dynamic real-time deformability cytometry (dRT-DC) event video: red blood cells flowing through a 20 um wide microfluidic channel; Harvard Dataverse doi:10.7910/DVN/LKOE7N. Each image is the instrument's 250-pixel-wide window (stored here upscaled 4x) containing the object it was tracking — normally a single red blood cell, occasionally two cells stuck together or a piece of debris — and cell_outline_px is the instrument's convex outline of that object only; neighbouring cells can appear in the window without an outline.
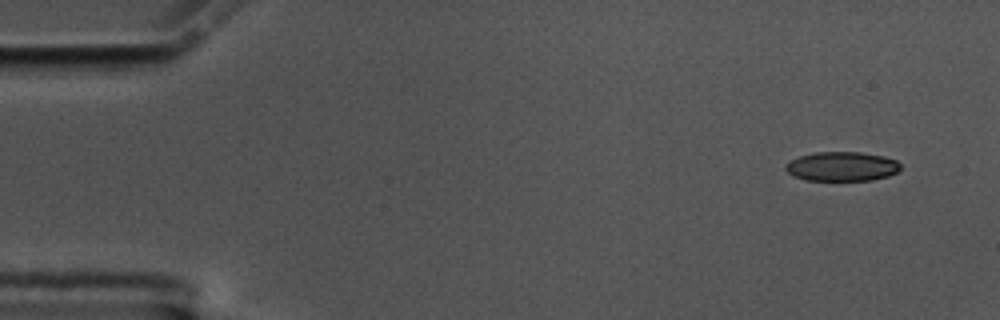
{"species": "common noctule bat (a hibernating species)", "species_latin": "Nyctalus noctula", "temperature_condition": "cold", "stored_images_in_passage": 54, "camera_frame_rate_fps": 3000, "um_per_image_px": 0.085, "animal": {"sex": "male", "body_mass_g": 17.5, "forearm_length_mm": 52.3}, "frame": {"image": 1, "passage_image": 1, "time_ms": 0.0, "image_size_px": [1000, 320], "cell_outline_px": [[900, 168], [896, 172], [888, 176], [872, 180], [804, 180], [792, 176], [784, 168], [784, 164], [788, 160], [800, 156], [816, 152], [860, 152], [884, 156], [896, 160], [900, 164]], "centroid_in_image_um": [71.51, 14.14], "position_along_channel_um": 13.5, "area_um2": 19.77}}
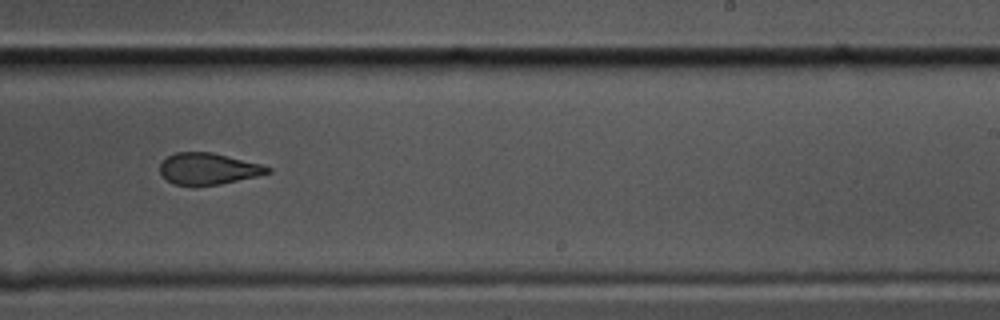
{"frame": {"image": 2, "passage_image": 32, "time_ms": 10.333, "image_size_px": [1000, 320], "cell_outline_px": [[272, 172], [256, 176], [220, 184], [192, 188], [172, 184], [160, 172], [160, 164], [168, 156], [176, 152], [212, 152], [260, 164], [272, 168]], "centroid_in_image_um": [17.67, 14.37], "position_along_channel_um": 271.3, "area_um2": 20.0}}
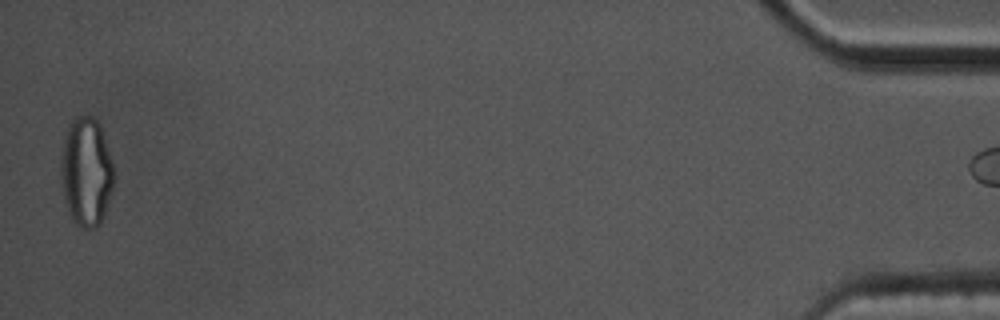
{"frame": {"image": 3, "passage_image": 53, "time_ms": 17.333, "image_size_px": [1000, 320], "cell_outline_px": [[116, 176], [104, 216], [100, 224], [96, 228], [88, 232], [76, 224], [72, 220], [64, 196], [60, 172], [60, 164], [64, 140], [68, 128], [72, 120], [76, 116], [92, 116], [100, 124], [116, 172]], "centroid_in_image_um": [7.36, 14.65], "position_along_channel_um": 427.8, "area_um2": 33.99}}